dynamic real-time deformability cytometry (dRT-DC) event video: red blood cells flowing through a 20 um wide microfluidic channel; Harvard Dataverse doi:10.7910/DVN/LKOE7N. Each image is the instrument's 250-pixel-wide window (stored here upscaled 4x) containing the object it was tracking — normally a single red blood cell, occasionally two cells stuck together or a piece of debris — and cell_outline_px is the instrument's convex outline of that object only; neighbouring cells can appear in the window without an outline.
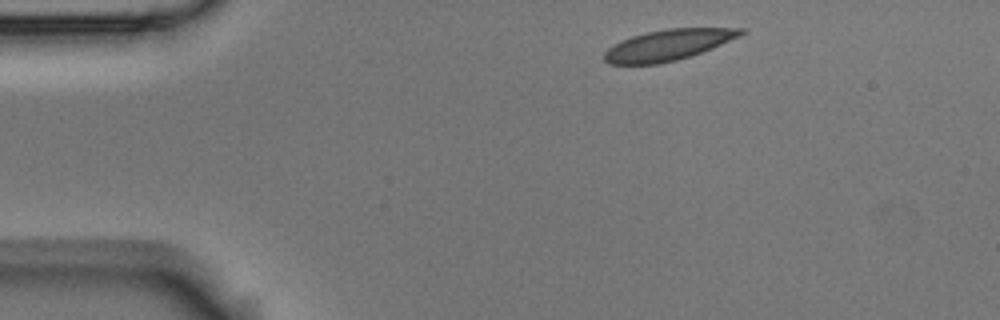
{"species": "Egyptian fruit bat (a non-hibernating species)", "species_latin": "Rousettus aegyptiacus", "temperature_condition": "room temperature", "stored_images_in_passage": 3, "camera_frame_rate_fps": 3000, "um_per_image_px": 0.085, "animal": {"sex": "male"}, "frame": {"image": 1, "passage_image": 1, "time_ms": 0.0, "image_size_px": [1000, 320], "cell_outline_px": [[744, 32], [740, 36], [712, 48], [692, 56], [660, 64], [608, 64], [604, 60], [604, 52], [608, 48], [620, 40], [632, 36], [648, 32], [668, 28], [744, 28]], "centroid_in_image_um": [56.77, 3.83], "position_along_channel_um": 28.2, "area_um2": 24.51}}